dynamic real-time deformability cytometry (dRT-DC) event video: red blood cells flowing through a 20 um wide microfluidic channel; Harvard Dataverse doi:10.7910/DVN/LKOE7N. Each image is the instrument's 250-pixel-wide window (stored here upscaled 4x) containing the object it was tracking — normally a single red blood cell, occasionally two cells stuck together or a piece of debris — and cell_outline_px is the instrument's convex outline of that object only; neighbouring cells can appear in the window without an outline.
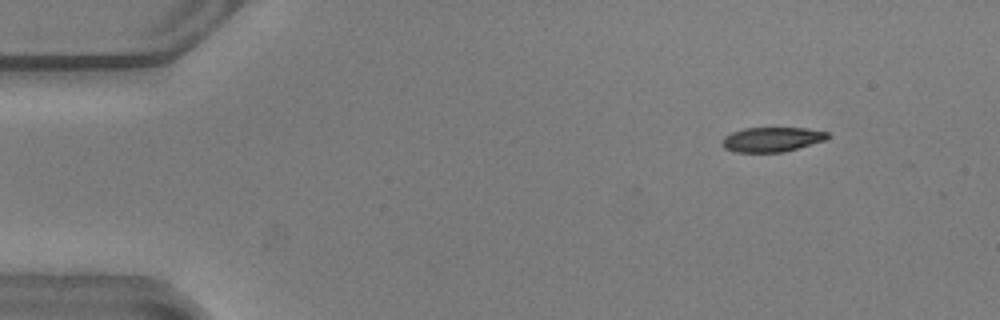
{"species": "common noctule bat (a hibernating species)", "species_latin": "Nyctalus noctula", "temperature_condition": "warm", "stored_images_in_passage": 43, "camera_frame_rate_fps": 3000, "um_per_image_px": 0.085, "animal": {"sex": "male", "body_mass_g": 20.5, "forearm_length_mm": 52.5}, "frame": {"image": 1, "passage_image": 2, "time_ms": 0.333, "image_size_px": [1000, 320], "cell_outline_px": [[828, 136], [824, 140], [784, 152], [736, 152], [724, 148], [720, 144], [724, 136], [732, 132], [744, 128], [804, 128], [828, 132]], "centroid_in_image_um": [65.55, 11.85], "position_along_channel_um": 19.5, "area_um2": 15.03}}
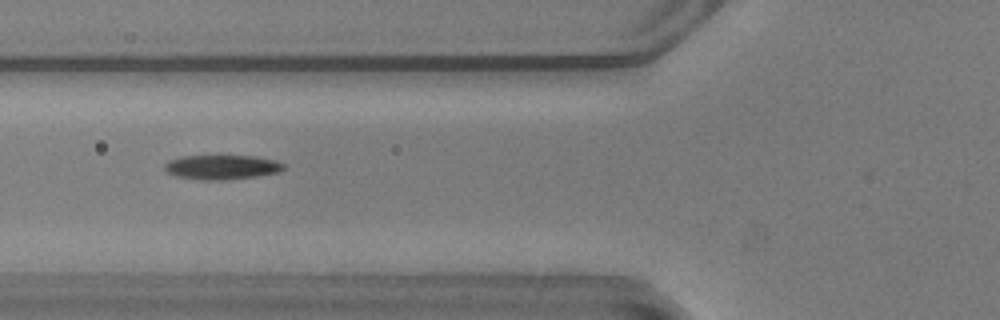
{"frame": {"image": 2, "passage_image": 16, "time_ms": 5.0, "image_size_px": [1000, 320], "cell_outline_px": [[284, 168], [280, 172], [256, 176], [224, 180], [204, 180], [176, 176], [168, 172], [164, 168], [164, 164], [168, 160], [180, 156], [252, 156], [276, 160], [284, 164]], "centroid_in_image_um": [18.84, 14.2], "position_along_channel_um": 107.0, "area_um2": 16.94}}
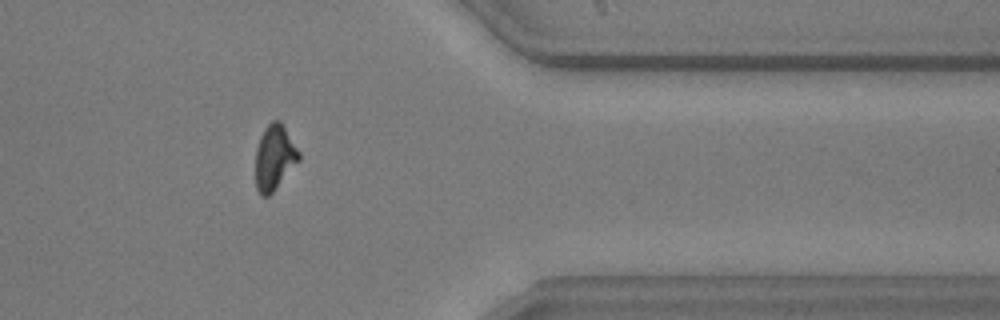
{"frame": {"image": 3, "passage_image": 39, "time_ms": 12.667, "image_size_px": [1000, 320], "cell_outline_px": [[300, 160], [272, 192], [268, 196], [260, 196], [256, 188], [256, 148], [260, 136], [264, 128], [272, 120], [280, 120], [300, 152]], "centroid_in_image_um": [23.32, 13.37], "position_along_channel_um": 388.1, "area_um2": 16.42}, "authors_computed_cell_mechanics": {"area_um2": 16.8198, "velocity_mm_per_s": 3.8747, "shape_relaxation_time_tau1_ms": 2.0415, "shape_relaxation_time_tau2_ms": 7.8733, "deformation_change_tau1": 0.1577, "deformation_change_tau2": 0.186}}